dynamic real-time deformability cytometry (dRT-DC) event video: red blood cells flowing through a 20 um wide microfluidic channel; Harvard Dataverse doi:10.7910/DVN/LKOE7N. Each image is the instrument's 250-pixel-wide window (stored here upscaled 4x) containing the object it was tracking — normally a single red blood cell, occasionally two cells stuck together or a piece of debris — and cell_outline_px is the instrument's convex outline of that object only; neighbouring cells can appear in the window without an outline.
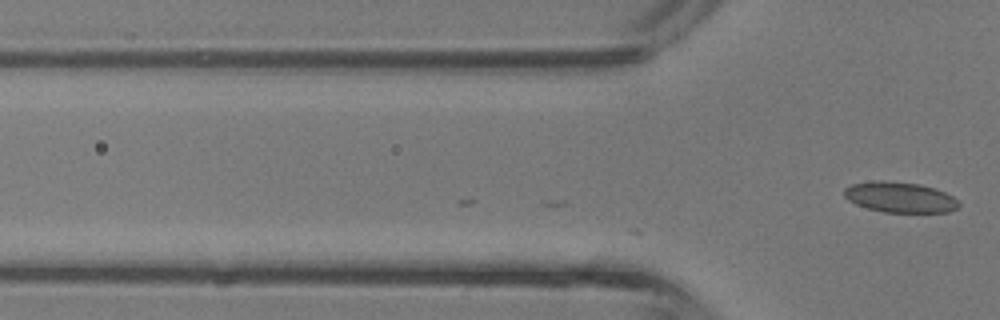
{"species": "common noctule bat (a hibernating species)", "species_latin": "Nyctalus noctula", "temperature_condition": "room temperature", "stored_images_in_passage": 12, "camera_frame_rate_fps": 3000, "um_per_image_px": 0.085, "animal": {"sex": "male", "body_mass_g": 13.3}, "frame": {"image": 1, "passage_image": 12, "time_ms": 3.667, "image_size_px": [1000, 320], "cell_outline_px": [[960, 204], [956, 208], [948, 212], [884, 212], [868, 208], [856, 204], [848, 200], [844, 196], [844, 188], [852, 184], [920, 184], [936, 188], [952, 196]], "centroid_in_image_um": [76.55, 16.82], "position_along_channel_um": 49.2, "area_um2": 19.25}}